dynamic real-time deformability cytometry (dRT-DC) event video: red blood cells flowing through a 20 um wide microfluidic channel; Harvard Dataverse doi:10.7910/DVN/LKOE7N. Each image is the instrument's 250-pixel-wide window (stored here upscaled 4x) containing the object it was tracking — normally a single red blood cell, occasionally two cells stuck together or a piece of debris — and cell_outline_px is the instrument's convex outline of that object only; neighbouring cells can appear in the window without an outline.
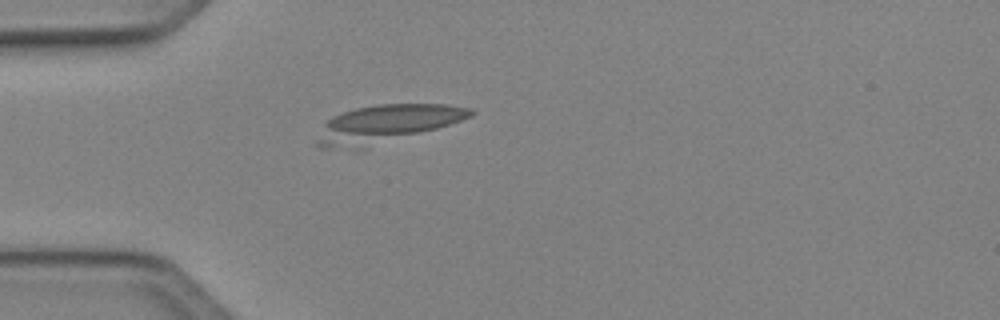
{"species": "Egyptian fruit bat (a non-hibernating species)", "species_latin": "Rousettus aegyptiacus", "temperature_condition": "cold", "stored_images_in_passage": 53, "camera_frame_rate_fps": 3000, "um_per_image_px": 0.085, "animal": {"sex": "female"}, "frame": {"image": 1, "passage_image": 18, "time_ms": 5.667, "image_size_px": [1000, 320], "cell_outline_px": [[476, 112], [472, 116], [436, 128], [356, 152], [352, 152], [320, 148], [316, 144], [316, 140], [324, 124], [332, 116], [356, 108], [376, 104], [444, 104], [472, 108]], "centroid_in_image_um": [32.75, 10.58], "position_along_channel_um": 52.2, "area_um2": 34.22}}
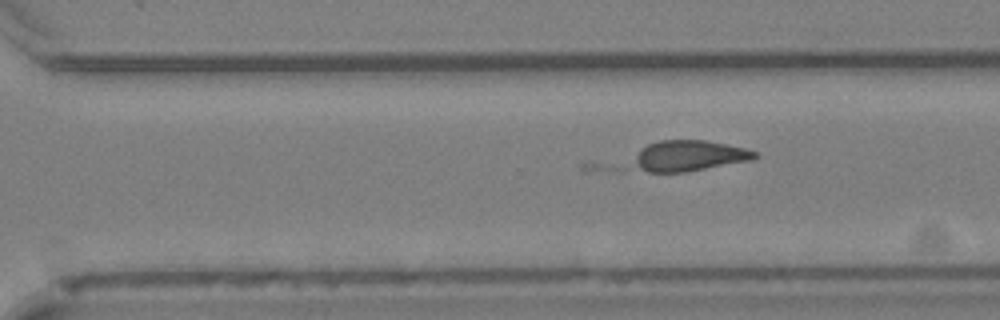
{"frame": {"image": 2, "passage_image": 38, "time_ms": 12.333, "image_size_px": [1000, 320], "cell_outline_px": [[760, 156], [756, 160], [684, 172], [620, 172], [580, 168], [580, 164], [584, 160], [660, 140], [704, 140], [744, 148], [756, 152]], "centroid_in_image_um": [57.03, 13.36], "position_along_channel_um": 313.6, "area_um2": 28.96}}
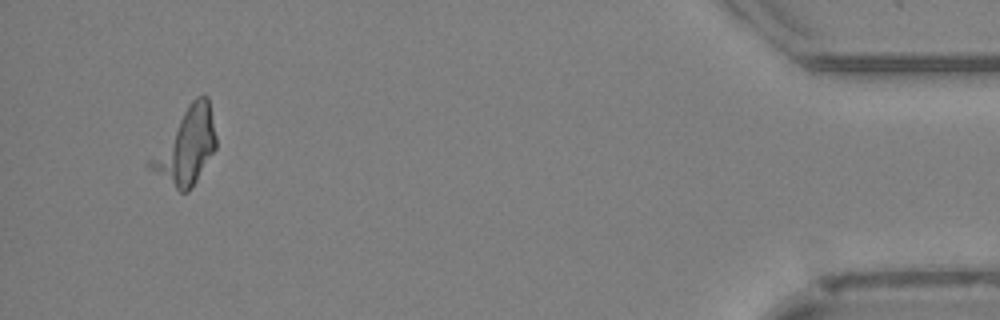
{"frame": {"image": 3, "passage_image": 51, "time_ms": 16.667, "image_size_px": [1000, 320], "cell_outline_px": [[216, 148], [196, 180], [188, 192], [180, 192], [148, 168], [144, 164], [188, 104], [196, 96], [208, 96], [216, 136]], "centroid_in_image_um": [15.79, 12.45], "position_along_channel_um": 419.4, "area_um2": 28.55}}